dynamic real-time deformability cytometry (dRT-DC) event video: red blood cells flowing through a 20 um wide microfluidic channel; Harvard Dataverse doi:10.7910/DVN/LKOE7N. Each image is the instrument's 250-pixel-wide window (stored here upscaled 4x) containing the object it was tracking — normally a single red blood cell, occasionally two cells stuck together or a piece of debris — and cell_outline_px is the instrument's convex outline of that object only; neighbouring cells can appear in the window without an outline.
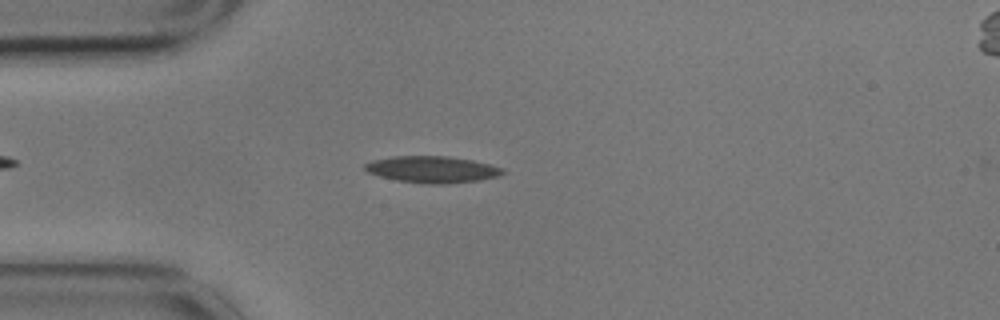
{"species": "common noctule bat (a hibernating species)", "species_latin": "Nyctalus noctula", "temperature_condition": "cold", "stored_images_in_passage": 3, "camera_frame_rate_fps": 3000, "um_per_image_px": 0.085, "animal": {"sex": "male", "body_mass_g": 17.9}, "frame": {"image": 1, "passage_image": 3, "time_ms": 0.667, "image_size_px": [1000, 320], "cell_outline_px": [[508, 172], [500, 176], [480, 180], [448, 184], [428, 184], [396, 180], [380, 176], [368, 172], [364, 168], [364, 164], [372, 160], [392, 156], [448, 156], [472, 160], [504, 168]], "centroid_in_image_um": [36.78, 14.4], "position_along_channel_um": 48.2, "area_um2": 21.56}}